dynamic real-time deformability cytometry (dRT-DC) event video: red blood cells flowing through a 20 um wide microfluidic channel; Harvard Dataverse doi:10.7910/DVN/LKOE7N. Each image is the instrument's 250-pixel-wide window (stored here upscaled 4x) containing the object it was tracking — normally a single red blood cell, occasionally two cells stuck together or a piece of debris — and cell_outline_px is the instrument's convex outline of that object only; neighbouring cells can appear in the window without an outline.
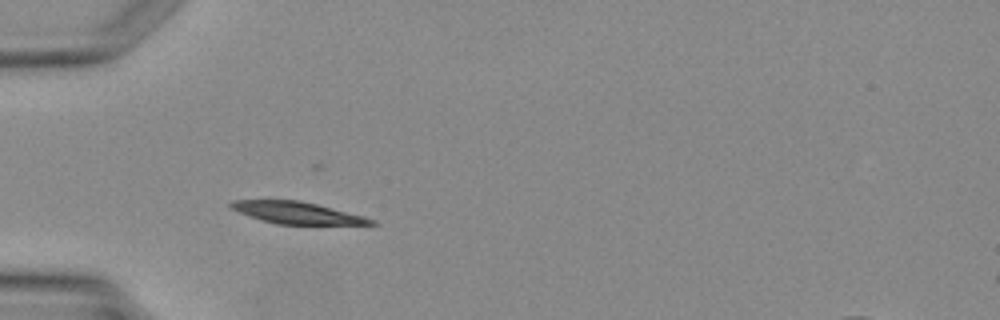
{"species": "Egyptian fruit bat (a non-hibernating species)", "species_latin": "Rousettus aegyptiacus", "temperature_condition": "warm", "stored_images_in_passage": 4, "camera_frame_rate_fps": 3000, "um_per_image_px": 0.085, "animal": {"sex": "female"}, "frame": {"image": 1, "passage_image": 3, "time_ms": 2.667, "image_size_px": [1000, 320], "cell_outline_px": [[380, 224], [276, 224], [260, 220], [228, 208], [228, 204], [232, 200], [300, 200], [364, 216], [376, 220]], "centroid_in_image_um": [25.2, 18.08], "position_along_channel_um": 59.8, "area_um2": 17.86}}
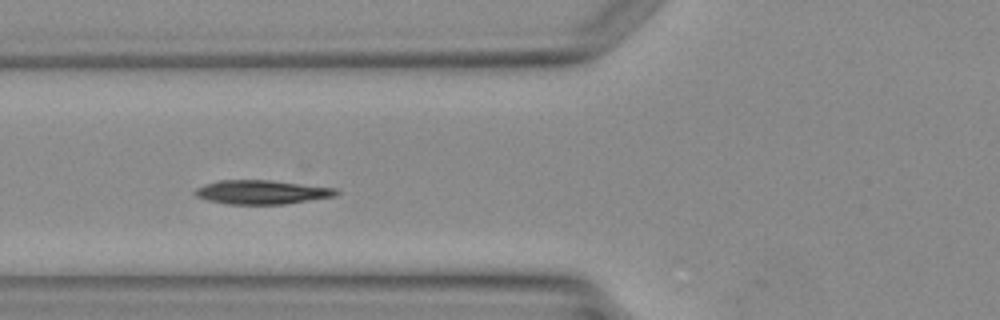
{"frame": {"image": 2, "passage_image": 4, "time_ms": 3.667, "image_size_px": [1000, 320], "cell_outline_px": [[340, 192], [336, 196], [284, 204], [228, 204], [208, 200], [196, 196], [192, 192], [196, 188], [204, 184], [216, 180], [272, 180], [336, 188]], "centroid_in_image_um": [22.23, 16.32], "position_along_channel_um": 103.6, "area_um2": 19.83}}